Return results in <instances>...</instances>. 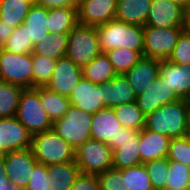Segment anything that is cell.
<instances>
[{"label": "cell", "instance_id": "obj_1", "mask_svg": "<svg viewBox=\"0 0 190 190\" xmlns=\"http://www.w3.org/2000/svg\"><path fill=\"white\" fill-rule=\"evenodd\" d=\"M190 102L179 99L165 104L146 116L147 130L164 134L171 138H181L189 135Z\"/></svg>", "mask_w": 190, "mask_h": 190}, {"label": "cell", "instance_id": "obj_2", "mask_svg": "<svg viewBox=\"0 0 190 190\" xmlns=\"http://www.w3.org/2000/svg\"><path fill=\"white\" fill-rule=\"evenodd\" d=\"M142 26L120 20H110L96 27L102 53L115 48L139 51L144 56V31Z\"/></svg>", "mask_w": 190, "mask_h": 190}, {"label": "cell", "instance_id": "obj_3", "mask_svg": "<svg viewBox=\"0 0 190 190\" xmlns=\"http://www.w3.org/2000/svg\"><path fill=\"white\" fill-rule=\"evenodd\" d=\"M31 149L37 162L46 166L75 161V150L53 129L32 135Z\"/></svg>", "mask_w": 190, "mask_h": 190}, {"label": "cell", "instance_id": "obj_4", "mask_svg": "<svg viewBox=\"0 0 190 190\" xmlns=\"http://www.w3.org/2000/svg\"><path fill=\"white\" fill-rule=\"evenodd\" d=\"M92 123L93 114L71 105L64 116L53 122L52 129L76 150L91 139Z\"/></svg>", "mask_w": 190, "mask_h": 190}, {"label": "cell", "instance_id": "obj_5", "mask_svg": "<svg viewBox=\"0 0 190 190\" xmlns=\"http://www.w3.org/2000/svg\"><path fill=\"white\" fill-rule=\"evenodd\" d=\"M96 27L77 24L68 34L66 57L83 68L101 54Z\"/></svg>", "mask_w": 190, "mask_h": 190}, {"label": "cell", "instance_id": "obj_6", "mask_svg": "<svg viewBox=\"0 0 190 190\" xmlns=\"http://www.w3.org/2000/svg\"><path fill=\"white\" fill-rule=\"evenodd\" d=\"M15 117L34 135L52 129L53 122L39 98V87L24 88Z\"/></svg>", "mask_w": 190, "mask_h": 190}, {"label": "cell", "instance_id": "obj_7", "mask_svg": "<svg viewBox=\"0 0 190 190\" xmlns=\"http://www.w3.org/2000/svg\"><path fill=\"white\" fill-rule=\"evenodd\" d=\"M113 151L107 143L89 139L75 150L81 174L97 176L112 168Z\"/></svg>", "mask_w": 190, "mask_h": 190}, {"label": "cell", "instance_id": "obj_8", "mask_svg": "<svg viewBox=\"0 0 190 190\" xmlns=\"http://www.w3.org/2000/svg\"><path fill=\"white\" fill-rule=\"evenodd\" d=\"M32 53L14 54L0 47V80L32 88Z\"/></svg>", "mask_w": 190, "mask_h": 190}, {"label": "cell", "instance_id": "obj_9", "mask_svg": "<svg viewBox=\"0 0 190 190\" xmlns=\"http://www.w3.org/2000/svg\"><path fill=\"white\" fill-rule=\"evenodd\" d=\"M144 56L167 60L184 28H158L144 26Z\"/></svg>", "mask_w": 190, "mask_h": 190}, {"label": "cell", "instance_id": "obj_10", "mask_svg": "<svg viewBox=\"0 0 190 190\" xmlns=\"http://www.w3.org/2000/svg\"><path fill=\"white\" fill-rule=\"evenodd\" d=\"M5 175L9 183L25 190L37 163L31 148L16 150L4 154Z\"/></svg>", "mask_w": 190, "mask_h": 190}, {"label": "cell", "instance_id": "obj_11", "mask_svg": "<svg viewBox=\"0 0 190 190\" xmlns=\"http://www.w3.org/2000/svg\"><path fill=\"white\" fill-rule=\"evenodd\" d=\"M76 6L78 23L97 27L115 19L117 0H79Z\"/></svg>", "mask_w": 190, "mask_h": 190}, {"label": "cell", "instance_id": "obj_12", "mask_svg": "<svg viewBox=\"0 0 190 190\" xmlns=\"http://www.w3.org/2000/svg\"><path fill=\"white\" fill-rule=\"evenodd\" d=\"M185 10L170 0H152L145 26L184 28Z\"/></svg>", "mask_w": 190, "mask_h": 190}, {"label": "cell", "instance_id": "obj_13", "mask_svg": "<svg viewBox=\"0 0 190 190\" xmlns=\"http://www.w3.org/2000/svg\"><path fill=\"white\" fill-rule=\"evenodd\" d=\"M82 77V68L65 56L56 61L51 79L45 88L69 97Z\"/></svg>", "mask_w": 190, "mask_h": 190}, {"label": "cell", "instance_id": "obj_14", "mask_svg": "<svg viewBox=\"0 0 190 190\" xmlns=\"http://www.w3.org/2000/svg\"><path fill=\"white\" fill-rule=\"evenodd\" d=\"M32 134L14 117L0 118V152L2 154L31 148Z\"/></svg>", "mask_w": 190, "mask_h": 190}, {"label": "cell", "instance_id": "obj_15", "mask_svg": "<svg viewBox=\"0 0 190 190\" xmlns=\"http://www.w3.org/2000/svg\"><path fill=\"white\" fill-rule=\"evenodd\" d=\"M122 128L113 108H102L93 114L91 139L107 143L114 151L117 149V136Z\"/></svg>", "mask_w": 190, "mask_h": 190}, {"label": "cell", "instance_id": "obj_16", "mask_svg": "<svg viewBox=\"0 0 190 190\" xmlns=\"http://www.w3.org/2000/svg\"><path fill=\"white\" fill-rule=\"evenodd\" d=\"M165 82L159 75L153 86L148 87L140 96L136 97L138 108L145 116L165 104L173 103L180 99Z\"/></svg>", "mask_w": 190, "mask_h": 190}, {"label": "cell", "instance_id": "obj_17", "mask_svg": "<svg viewBox=\"0 0 190 190\" xmlns=\"http://www.w3.org/2000/svg\"><path fill=\"white\" fill-rule=\"evenodd\" d=\"M159 65L160 60L142 56L137 64L124 74L136 97L153 86L159 76Z\"/></svg>", "mask_w": 190, "mask_h": 190}, {"label": "cell", "instance_id": "obj_18", "mask_svg": "<svg viewBox=\"0 0 190 190\" xmlns=\"http://www.w3.org/2000/svg\"><path fill=\"white\" fill-rule=\"evenodd\" d=\"M101 90L104 107L114 108L136 102V96L125 75H116L110 81L97 84Z\"/></svg>", "mask_w": 190, "mask_h": 190}, {"label": "cell", "instance_id": "obj_19", "mask_svg": "<svg viewBox=\"0 0 190 190\" xmlns=\"http://www.w3.org/2000/svg\"><path fill=\"white\" fill-rule=\"evenodd\" d=\"M159 75L180 99H187L189 101L190 65H178L168 60H161Z\"/></svg>", "mask_w": 190, "mask_h": 190}, {"label": "cell", "instance_id": "obj_20", "mask_svg": "<svg viewBox=\"0 0 190 190\" xmlns=\"http://www.w3.org/2000/svg\"><path fill=\"white\" fill-rule=\"evenodd\" d=\"M68 98L72 106L91 114L105 108L99 86L84 77L79 80Z\"/></svg>", "mask_w": 190, "mask_h": 190}, {"label": "cell", "instance_id": "obj_21", "mask_svg": "<svg viewBox=\"0 0 190 190\" xmlns=\"http://www.w3.org/2000/svg\"><path fill=\"white\" fill-rule=\"evenodd\" d=\"M139 152L141 164L167 158L170 138L146 128L139 131Z\"/></svg>", "mask_w": 190, "mask_h": 190}, {"label": "cell", "instance_id": "obj_22", "mask_svg": "<svg viewBox=\"0 0 190 190\" xmlns=\"http://www.w3.org/2000/svg\"><path fill=\"white\" fill-rule=\"evenodd\" d=\"M152 0H117L116 20L145 26Z\"/></svg>", "mask_w": 190, "mask_h": 190}, {"label": "cell", "instance_id": "obj_23", "mask_svg": "<svg viewBox=\"0 0 190 190\" xmlns=\"http://www.w3.org/2000/svg\"><path fill=\"white\" fill-rule=\"evenodd\" d=\"M46 170L52 182L49 185L50 190H71L80 175V169L75 161L50 164L46 166Z\"/></svg>", "mask_w": 190, "mask_h": 190}, {"label": "cell", "instance_id": "obj_24", "mask_svg": "<svg viewBox=\"0 0 190 190\" xmlns=\"http://www.w3.org/2000/svg\"><path fill=\"white\" fill-rule=\"evenodd\" d=\"M47 30L50 34L70 33L78 24L77 6L48 8Z\"/></svg>", "mask_w": 190, "mask_h": 190}, {"label": "cell", "instance_id": "obj_25", "mask_svg": "<svg viewBox=\"0 0 190 190\" xmlns=\"http://www.w3.org/2000/svg\"><path fill=\"white\" fill-rule=\"evenodd\" d=\"M48 8L34 3L28 12L23 24L26 25L29 40L33 45L39 43L48 35L47 30Z\"/></svg>", "mask_w": 190, "mask_h": 190}, {"label": "cell", "instance_id": "obj_26", "mask_svg": "<svg viewBox=\"0 0 190 190\" xmlns=\"http://www.w3.org/2000/svg\"><path fill=\"white\" fill-rule=\"evenodd\" d=\"M34 3V0H0V21L13 28L20 26Z\"/></svg>", "mask_w": 190, "mask_h": 190}, {"label": "cell", "instance_id": "obj_27", "mask_svg": "<svg viewBox=\"0 0 190 190\" xmlns=\"http://www.w3.org/2000/svg\"><path fill=\"white\" fill-rule=\"evenodd\" d=\"M69 33H48L39 43L34 45L32 54H38L53 60L66 56Z\"/></svg>", "mask_w": 190, "mask_h": 190}, {"label": "cell", "instance_id": "obj_28", "mask_svg": "<svg viewBox=\"0 0 190 190\" xmlns=\"http://www.w3.org/2000/svg\"><path fill=\"white\" fill-rule=\"evenodd\" d=\"M139 141L138 132L132 138V141L120 143V147L113 151L112 168L121 170L140 165Z\"/></svg>", "mask_w": 190, "mask_h": 190}, {"label": "cell", "instance_id": "obj_29", "mask_svg": "<svg viewBox=\"0 0 190 190\" xmlns=\"http://www.w3.org/2000/svg\"><path fill=\"white\" fill-rule=\"evenodd\" d=\"M82 75L92 83L99 84L110 81L117 73L106 53H101L82 68Z\"/></svg>", "mask_w": 190, "mask_h": 190}, {"label": "cell", "instance_id": "obj_30", "mask_svg": "<svg viewBox=\"0 0 190 190\" xmlns=\"http://www.w3.org/2000/svg\"><path fill=\"white\" fill-rule=\"evenodd\" d=\"M39 98L52 122L64 116L71 106L67 96L50 91L45 87H39Z\"/></svg>", "mask_w": 190, "mask_h": 190}, {"label": "cell", "instance_id": "obj_31", "mask_svg": "<svg viewBox=\"0 0 190 190\" xmlns=\"http://www.w3.org/2000/svg\"><path fill=\"white\" fill-rule=\"evenodd\" d=\"M24 87L0 80V118L14 117Z\"/></svg>", "mask_w": 190, "mask_h": 190}, {"label": "cell", "instance_id": "obj_32", "mask_svg": "<svg viewBox=\"0 0 190 190\" xmlns=\"http://www.w3.org/2000/svg\"><path fill=\"white\" fill-rule=\"evenodd\" d=\"M122 127L141 131L146 126V116L136 102L122 104L113 108Z\"/></svg>", "mask_w": 190, "mask_h": 190}, {"label": "cell", "instance_id": "obj_33", "mask_svg": "<svg viewBox=\"0 0 190 190\" xmlns=\"http://www.w3.org/2000/svg\"><path fill=\"white\" fill-rule=\"evenodd\" d=\"M117 75H124L132 69L143 56L139 51L128 48H115L106 52Z\"/></svg>", "mask_w": 190, "mask_h": 190}, {"label": "cell", "instance_id": "obj_34", "mask_svg": "<svg viewBox=\"0 0 190 190\" xmlns=\"http://www.w3.org/2000/svg\"><path fill=\"white\" fill-rule=\"evenodd\" d=\"M56 61L38 54H32V88L47 85L55 69Z\"/></svg>", "mask_w": 190, "mask_h": 190}, {"label": "cell", "instance_id": "obj_35", "mask_svg": "<svg viewBox=\"0 0 190 190\" xmlns=\"http://www.w3.org/2000/svg\"><path fill=\"white\" fill-rule=\"evenodd\" d=\"M125 177L126 190H154L144 164L120 170Z\"/></svg>", "mask_w": 190, "mask_h": 190}, {"label": "cell", "instance_id": "obj_36", "mask_svg": "<svg viewBox=\"0 0 190 190\" xmlns=\"http://www.w3.org/2000/svg\"><path fill=\"white\" fill-rule=\"evenodd\" d=\"M165 190H189L190 168L176 161H169Z\"/></svg>", "mask_w": 190, "mask_h": 190}, {"label": "cell", "instance_id": "obj_37", "mask_svg": "<svg viewBox=\"0 0 190 190\" xmlns=\"http://www.w3.org/2000/svg\"><path fill=\"white\" fill-rule=\"evenodd\" d=\"M2 48L14 54L32 53L34 45L32 40H29L26 25L22 23L20 26L14 28L12 35L5 42Z\"/></svg>", "mask_w": 190, "mask_h": 190}, {"label": "cell", "instance_id": "obj_38", "mask_svg": "<svg viewBox=\"0 0 190 190\" xmlns=\"http://www.w3.org/2000/svg\"><path fill=\"white\" fill-rule=\"evenodd\" d=\"M154 190H165L166 177L169 175V160L167 158L156 159L144 164Z\"/></svg>", "mask_w": 190, "mask_h": 190}, {"label": "cell", "instance_id": "obj_39", "mask_svg": "<svg viewBox=\"0 0 190 190\" xmlns=\"http://www.w3.org/2000/svg\"><path fill=\"white\" fill-rule=\"evenodd\" d=\"M169 161H176L187 165L190 168V136L181 138H171L169 141L168 155Z\"/></svg>", "mask_w": 190, "mask_h": 190}, {"label": "cell", "instance_id": "obj_40", "mask_svg": "<svg viewBox=\"0 0 190 190\" xmlns=\"http://www.w3.org/2000/svg\"><path fill=\"white\" fill-rule=\"evenodd\" d=\"M171 63L178 65H190V34L183 32L179 37L174 49L167 59Z\"/></svg>", "mask_w": 190, "mask_h": 190}, {"label": "cell", "instance_id": "obj_41", "mask_svg": "<svg viewBox=\"0 0 190 190\" xmlns=\"http://www.w3.org/2000/svg\"><path fill=\"white\" fill-rule=\"evenodd\" d=\"M100 190H126L125 177L120 170L110 168L97 175Z\"/></svg>", "mask_w": 190, "mask_h": 190}, {"label": "cell", "instance_id": "obj_42", "mask_svg": "<svg viewBox=\"0 0 190 190\" xmlns=\"http://www.w3.org/2000/svg\"><path fill=\"white\" fill-rule=\"evenodd\" d=\"M51 183L46 165L37 162L25 190H50L49 185Z\"/></svg>", "mask_w": 190, "mask_h": 190}, {"label": "cell", "instance_id": "obj_43", "mask_svg": "<svg viewBox=\"0 0 190 190\" xmlns=\"http://www.w3.org/2000/svg\"><path fill=\"white\" fill-rule=\"evenodd\" d=\"M71 190H100L98 178L94 175L80 173Z\"/></svg>", "mask_w": 190, "mask_h": 190}, {"label": "cell", "instance_id": "obj_44", "mask_svg": "<svg viewBox=\"0 0 190 190\" xmlns=\"http://www.w3.org/2000/svg\"><path fill=\"white\" fill-rule=\"evenodd\" d=\"M35 3L46 8L76 6L77 0H35Z\"/></svg>", "mask_w": 190, "mask_h": 190}, {"label": "cell", "instance_id": "obj_45", "mask_svg": "<svg viewBox=\"0 0 190 190\" xmlns=\"http://www.w3.org/2000/svg\"><path fill=\"white\" fill-rule=\"evenodd\" d=\"M5 168L3 154L0 156V190H23L9 183L8 177L5 175Z\"/></svg>", "mask_w": 190, "mask_h": 190}, {"label": "cell", "instance_id": "obj_46", "mask_svg": "<svg viewBox=\"0 0 190 190\" xmlns=\"http://www.w3.org/2000/svg\"><path fill=\"white\" fill-rule=\"evenodd\" d=\"M139 131L135 129H128L123 127L120 130L119 135L117 136V148L120 147V143L125 141H132V138L138 133Z\"/></svg>", "mask_w": 190, "mask_h": 190}, {"label": "cell", "instance_id": "obj_47", "mask_svg": "<svg viewBox=\"0 0 190 190\" xmlns=\"http://www.w3.org/2000/svg\"><path fill=\"white\" fill-rule=\"evenodd\" d=\"M14 28L7 25L6 23L0 21V47H2L5 42L12 35Z\"/></svg>", "mask_w": 190, "mask_h": 190}, {"label": "cell", "instance_id": "obj_48", "mask_svg": "<svg viewBox=\"0 0 190 190\" xmlns=\"http://www.w3.org/2000/svg\"><path fill=\"white\" fill-rule=\"evenodd\" d=\"M184 31L190 34V8L185 10Z\"/></svg>", "mask_w": 190, "mask_h": 190}, {"label": "cell", "instance_id": "obj_49", "mask_svg": "<svg viewBox=\"0 0 190 190\" xmlns=\"http://www.w3.org/2000/svg\"><path fill=\"white\" fill-rule=\"evenodd\" d=\"M170 1L179 5L184 10L190 8V0H170Z\"/></svg>", "mask_w": 190, "mask_h": 190}]
</instances>
